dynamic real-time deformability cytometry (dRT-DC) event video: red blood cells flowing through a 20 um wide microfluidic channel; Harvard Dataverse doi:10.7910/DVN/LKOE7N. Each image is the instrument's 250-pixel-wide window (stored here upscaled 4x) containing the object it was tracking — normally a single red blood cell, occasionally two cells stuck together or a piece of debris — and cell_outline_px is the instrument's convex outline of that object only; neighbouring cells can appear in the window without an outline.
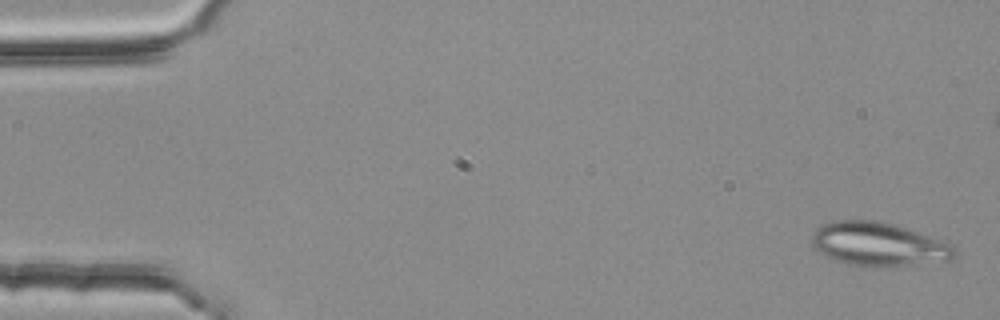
{"species": "common noctule bat (a hibernating species)", "species_latin": "Nyctalus noctula", "temperature_condition": "room temperature", "stored_images_in_passage": 5, "camera_frame_rate_fps": 3000, "um_per_image_px": 0.085, "animal": {"sex": "female", "body_mass_g": 25.1}, "frame": {"image": 1, "passage_image": 1, "time_ms": 0.0, "image_size_px": [1000, 320], "cell_outline_px": [[956, 256], [948, 260], [904, 264], [848, 264], [832, 260], [824, 256], [812, 244], [812, 236], [816, 228], [832, 220], [880, 220], [896, 224], [952, 244], [956, 248]], "centroid_in_image_um": [74.64, 20.7], "position_along_channel_um": 10.4, "area_um2": 35.55}}